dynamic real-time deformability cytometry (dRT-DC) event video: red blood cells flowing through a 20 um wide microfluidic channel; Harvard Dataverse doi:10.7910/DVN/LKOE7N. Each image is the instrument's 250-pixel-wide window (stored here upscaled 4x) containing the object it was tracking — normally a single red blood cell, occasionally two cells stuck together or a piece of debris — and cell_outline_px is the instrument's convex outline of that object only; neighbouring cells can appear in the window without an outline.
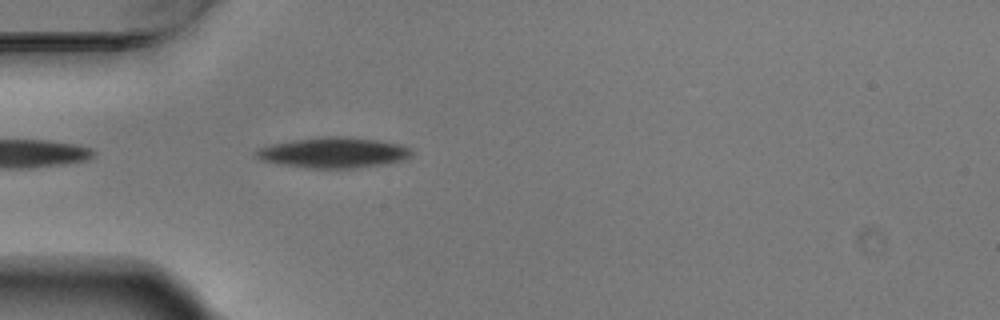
{"species": "Egyptian fruit bat (a non-hibernating species)", "species_latin": "Rousettus aegyptiacus", "temperature_condition": "warm", "stored_images_in_passage": 5, "camera_frame_rate_fps": 3000, "um_per_image_px": 0.085, "animal": {"sex": "male"}, "frame": {"image": 1, "passage_image": 5, "time_ms": 1.333, "image_size_px": [1000, 320], "cell_outline_px": [[412, 156], [408, 160], [356, 168], [308, 168], [280, 164], [260, 160], [252, 152], [256, 148], [272, 144], [292, 140], [328, 136], [344, 136], [380, 140], [400, 144], [408, 148], [412, 152]], "centroid_in_image_um": [28.34, 12.97], "position_along_channel_um": 56.7, "area_um2": 27.92}}